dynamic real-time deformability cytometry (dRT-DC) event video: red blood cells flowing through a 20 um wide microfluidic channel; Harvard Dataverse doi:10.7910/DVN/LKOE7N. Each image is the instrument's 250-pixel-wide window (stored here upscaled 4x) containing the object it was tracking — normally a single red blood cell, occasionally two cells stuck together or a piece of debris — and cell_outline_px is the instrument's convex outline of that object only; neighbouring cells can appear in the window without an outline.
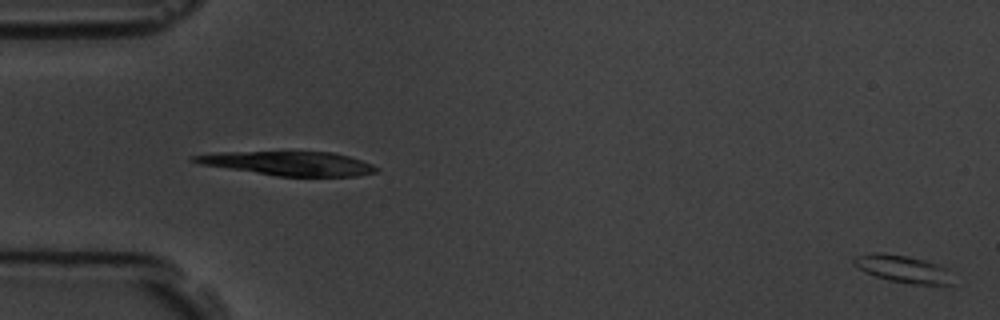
{"species": "common noctule bat (a hibernating species)", "species_latin": "Nyctalus noctula", "temperature_condition": "room temperature", "stored_images_in_passage": 57, "camera_frame_rate_fps": 3000, "um_per_image_px": 0.085, "animal": {"sex": "male", "body_mass_g": 19.5, "forearm_length_mm": 54.6}, "frame": {"image": 1, "passage_image": 1, "time_ms": 0.0, "image_size_px": [1000, 320], "cell_outline_px": [[952, 284], [944, 288], [912, 284], [892, 280], [876, 276], [852, 264], [852, 260], [856, 256], [872, 252], [880, 252], [908, 256], [924, 260], [936, 264], [944, 268]], "centroid_in_image_um": [76.77, 22.88], "position_along_channel_um": 8.2, "area_um2": 15.72}}
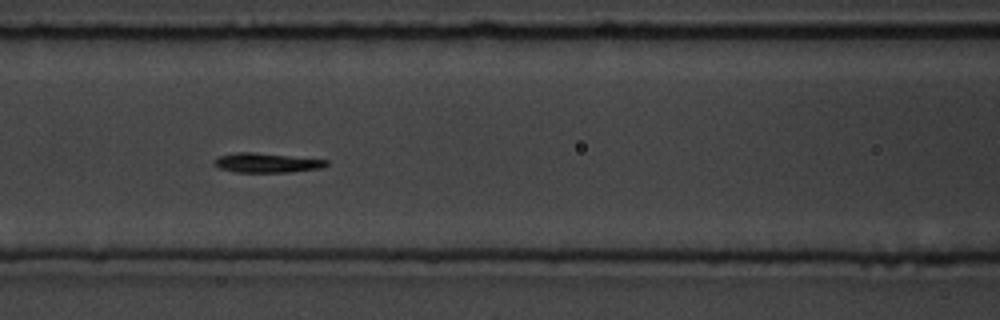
{"frame": {"image": 2, "passage_image": 25, "time_ms": 8.0, "image_size_px": [1000, 320], "cell_outline_px": [[328, 164], [324, 168], [288, 172], [236, 172], [220, 168], [212, 164], [220, 156], [236, 152], [256, 152], [328, 160]], "centroid_in_image_um": [22.7, 13.84], "position_along_channel_um": 143.9, "area_um2": 12.72}}
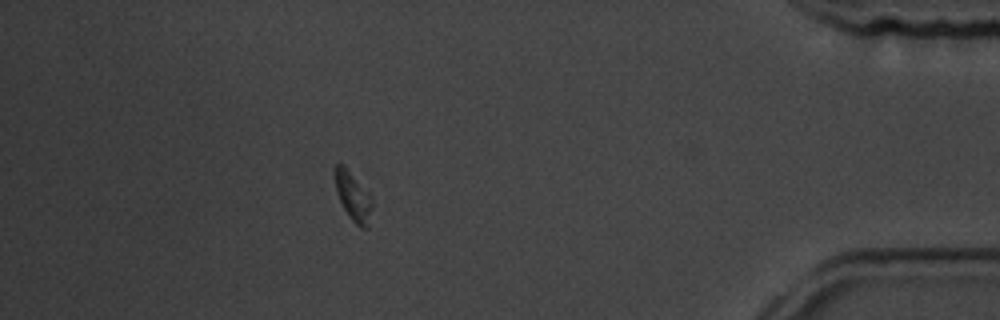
{"frame": {"image": 3, "passage_image": 51, "time_ms": 16.667, "image_size_px": [1000, 320], "cell_outline_px": [[372, 208], [368, 228], [360, 228], [352, 220], [344, 208], [336, 192], [336, 164], [344, 164], [372, 196]], "centroid_in_image_um": [30.05, 16.71], "position_along_channel_um": 405.1, "area_um2": 10.46}}